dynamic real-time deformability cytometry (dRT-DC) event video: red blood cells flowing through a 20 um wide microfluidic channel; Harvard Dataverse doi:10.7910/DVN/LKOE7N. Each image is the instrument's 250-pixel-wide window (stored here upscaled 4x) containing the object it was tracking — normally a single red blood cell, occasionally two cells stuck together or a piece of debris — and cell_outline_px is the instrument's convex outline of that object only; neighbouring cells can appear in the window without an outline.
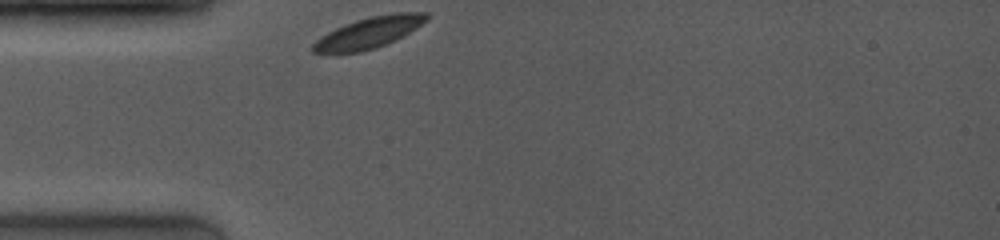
{"species": "common noctule bat (a hibernating species)", "species_latin": "Nyctalus noctula", "temperature_condition": "room temperature", "stored_images_in_passage": 1, "camera_frame_rate_fps": 4000, "um_per_image_px": 0.085, "animal": {"sex": "female", "body_mass_g": 19.0, "forearm_length_mm": 53.3}, "frame": {"image": 1, "passage_image": 1, "time_ms": 0.0, "image_size_px": [1000, 240], "cell_outline_px": [[432, 16], [428, 20], [416, 28], [396, 40], [376, 48], [360, 52], [312, 52], [312, 44], [320, 36], [344, 24], [356, 20], [372, 16], [396, 12], [428, 12]], "centroid_in_image_um": [31.42, 2.75], "position_along_channel_um": 53.6, "area_um2": 20.58}}